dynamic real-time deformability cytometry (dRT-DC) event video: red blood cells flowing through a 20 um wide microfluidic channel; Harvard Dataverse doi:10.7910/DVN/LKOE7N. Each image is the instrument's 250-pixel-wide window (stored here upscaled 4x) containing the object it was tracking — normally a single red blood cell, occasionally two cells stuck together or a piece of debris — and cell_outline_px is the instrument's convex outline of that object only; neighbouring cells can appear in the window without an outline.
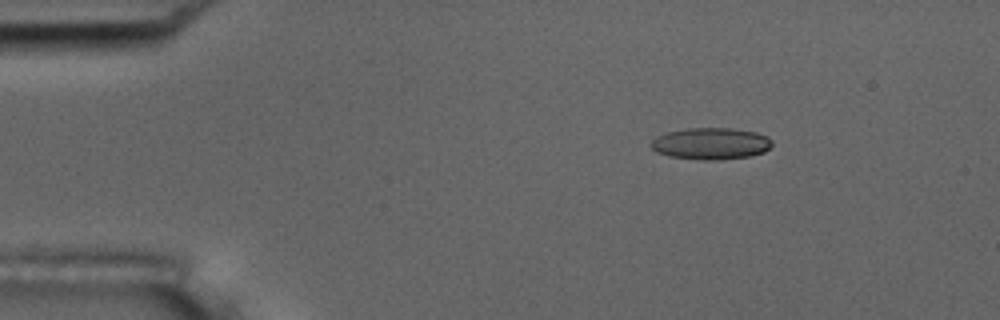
{"species": "common noctule bat (a hibernating species)", "species_latin": "Nyctalus noctula", "temperature_condition": "room temperature", "stored_images_in_passage": 6, "camera_frame_rate_fps": 3000, "um_per_image_px": 0.085, "animal": {"sex": "male", "body_mass_g": 17.5, "forearm_length_mm": 52.3}, "frame": {"image": 1, "passage_image": 3, "time_ms": 0.667, "image_size_px": [1000, 320], "cell_outline_px": [[772, 144], [764, 152], [752, 156], [720, 160], [700, 160], [668, 156], [656, 152], [652, 148], [652, 140], [656, 136], [668, 132], [688, 128], [728, 128], [756, 132], [768, 136], [772, 140]], "centroid_in_image_um": [60.44, 12.21], "position_along_channel_um": 24.6, "area_um2": 22.48}}
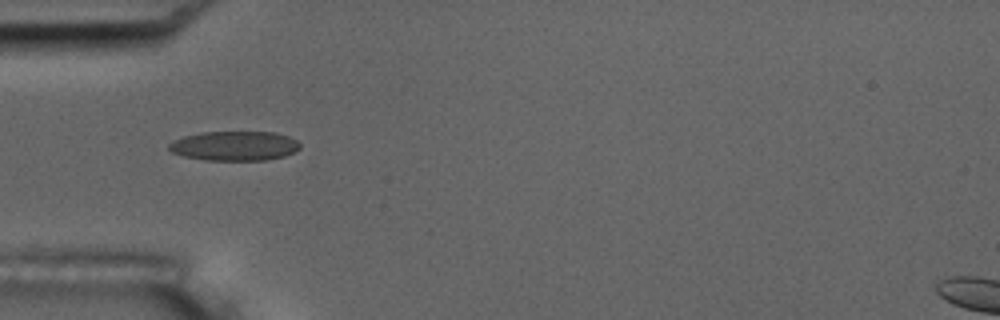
{"frame": {"image": 2, "passage_image": 5, "time_ms": 1.333, "image_size_px": [1000, 320], "cell_outline_px": [[300, 148], [284, 156], [264, 160], [204, 160], [184, 156], [172, 152], [168, 148], [168, 144], [184, 136], [204, 132], [276, 132], [288, 136], [296, 140], [300, 144]], "centroid_in_image_um": [19.94, 12.4], "position_along_channel_um": 65.1, "area_um2": 22.37}}